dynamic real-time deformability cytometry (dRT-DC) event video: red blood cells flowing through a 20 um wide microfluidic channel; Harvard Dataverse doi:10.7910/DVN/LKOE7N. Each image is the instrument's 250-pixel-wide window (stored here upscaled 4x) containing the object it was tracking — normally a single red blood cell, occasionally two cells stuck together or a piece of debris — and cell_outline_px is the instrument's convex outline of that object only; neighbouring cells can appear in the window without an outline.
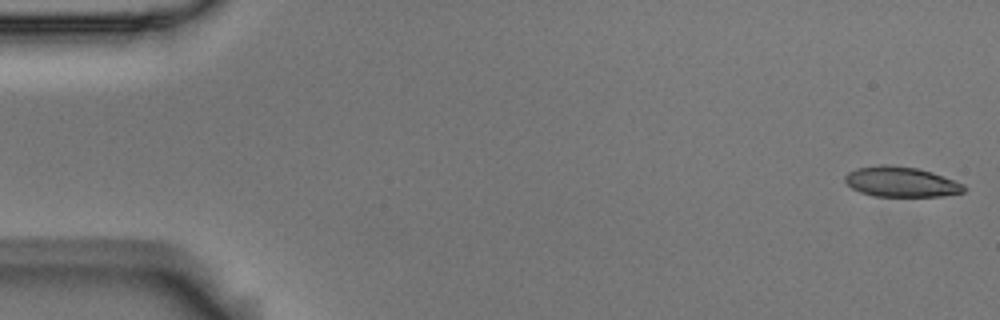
{"species": "Egyptian fruit bat (a non-hibernating species)", "species_latin": "Rousettus aegyptiacus", "temperature_condition": "room temperature", "stored_images_in_passage": 56, "camera_frame_rate_fps": 3000, "um_per_image_px": 0.085, "animal": {"sex": "male"}, "frame": {"image": 1, "passage_image": 1, "time_ms": 0.0, "image_size_px": [1000, 320], "cell_outline_px": [[968, 188], [964, 192], [944, 196], [872, 196], [860, 192], [852, 188], [844, 180], [844, 176], [848, 172], [856, 168], [880, 164], [884, 164], [916, 168], [932, 172], [964, 184]], "centroid_in_image_um": [76.59, 15.46], "position_along_channel_um": 8.4, "area_um2": 20.98}}
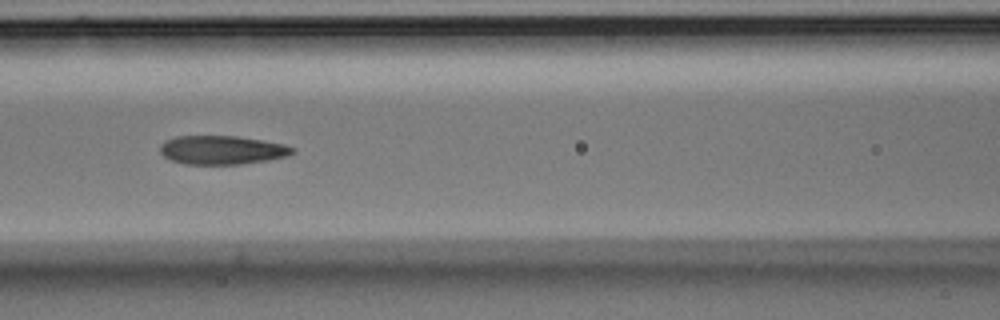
{"frame": {"image": 2, "passage_image": 24, "time_ms": 7.667, "image_size_px": [1000, 320], "cell_outline_px": [[296, 152], [284, 156], [268, 160], [240, 164], [184, 164], [172, 160], [164, 156], [160, 152], [160, 144], [164, 140], [176, 136], [236, 136], [264, 140], [284, 144], [296, 148]], "centroid_in_image_um": [18.86, 12.74], "position_along_channel_um": 147.7, "area_um2": 22.25}}
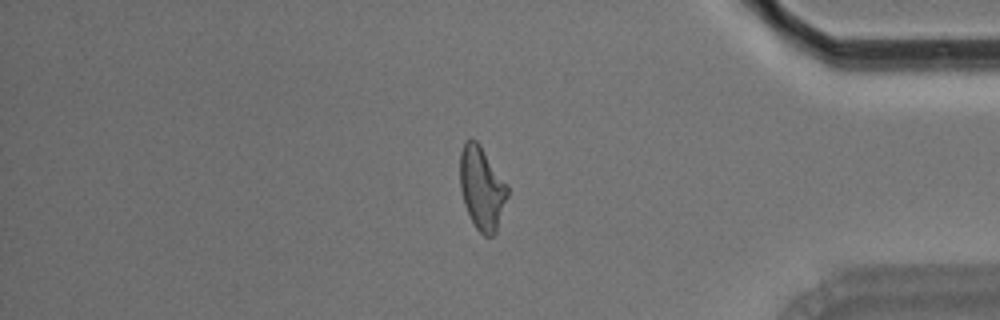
{"frame": {"image": 3, "passage_image": 47, "time_ms": 15.333, "image_size_px": [1000, 320], "cell_outline_px": [[508, 196], [496, 232], [492, 236], [484, 236], [476, 228], [464, 204], [460, 188], [460, 152], [464, 140], [472, 136], [480, 144], [508, 184]], "centroid_in_image_um": [40.96, 15.94], "position_along_channel_um": 394.2, "area_um2": 23.29}, "authors_computed_cell_mechanics": {"area_um2": 22.5709, "velocity_mm_per_s": 3.5739, "shape_relaxation_time_tau1_ms": null, "shape_relaxation_time_tau2_ms": 2.9344, "deformation_change_tau1": null, "deformation_change_tau2": 0.1173}}